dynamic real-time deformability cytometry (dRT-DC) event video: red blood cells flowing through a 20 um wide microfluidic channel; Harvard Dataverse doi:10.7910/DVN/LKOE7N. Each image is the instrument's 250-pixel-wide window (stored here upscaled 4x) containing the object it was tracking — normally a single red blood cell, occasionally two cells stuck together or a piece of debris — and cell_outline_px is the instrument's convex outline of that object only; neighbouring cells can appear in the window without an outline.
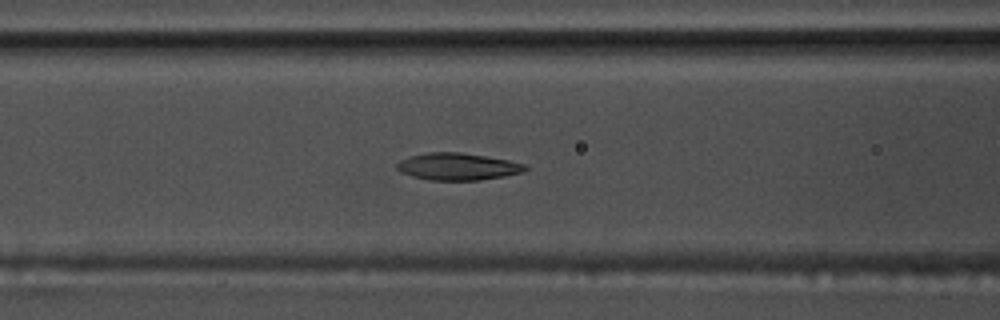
{"species": "common noctule bat (a hibernating species)", "species_latin": "Nyctalus noctula", "temperature_condition": "warm", "stored_images_in_passage": 53, "camera_frame_rate_fps": 3000, "um_per_image_px": 0.085, "animal": {"sex": "male", "body_mass_g": 17.5, "forearm_length_mm": 52.3}, "frame": {"image": 1, "passage_image": 20, "time_ms": 6.333, "image_size_px": [1000, 320], "cell_outline_px": [[528, 168], [524, 172], [504, 176], [480, 180], [428, 180], [412, 176], [400, 172], [396, 168], [396, 164], [400, 160], [412, 156], [428, 152], [460, 152], [508, 160], [524, 164]], "centroid_in_image_um": [38.89, 14.16], "position_along_channel_um": 127.7, "area_um2": 20.17}}
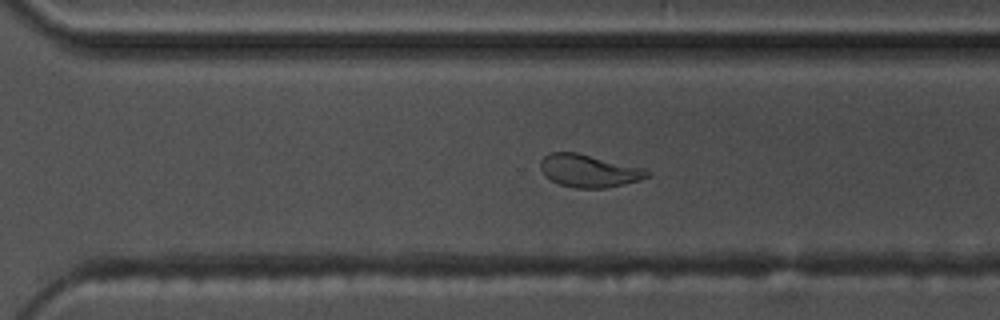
{"frame": {"image": 2, "passage_image": 36, "time_ms": 11.667, "image_size_px": [1000, 320], "cell_outline_px": [[652, 176], [624, 184], [604, 188], [576, 188], [560, 184], [544, 176], [540, 168], [540, 160], [548, 152], [576, 152], [644, 168]], "centroid_in_image_um": [50.03, 14.51], "position_along_channel_um": 320.6, "area_um2": 20.29}}
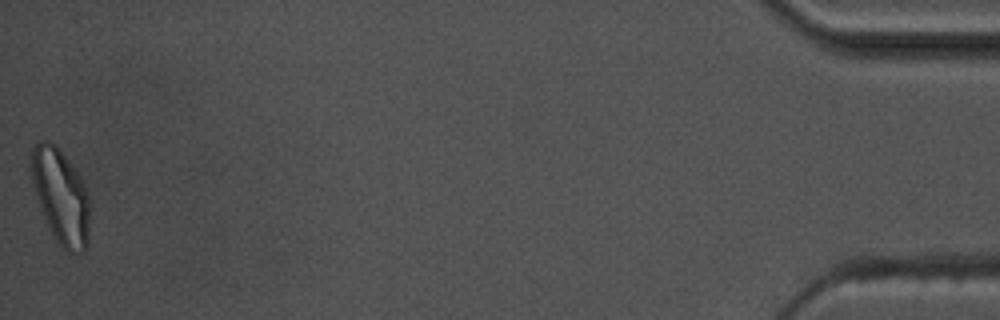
{"frame": {"image": 3, "passage_image": 53, "time_ms": 17.333, "image_size_px": [1000, 320], "cell_outline_px": [[88, 244], [84, 252], [68, 252], [56, 240], [40, 208], [28, 168], [32, 148], [40, 140], [48, 140], [56, 144], [80, 176], [88, 192]], "centroid_in_image_um": [5.13, 16.63], "position_along_channel_um": 430.1, "area_um2": 32.25}, "authors_computed_cell_mechanics": {"area_um2": 20.7502, "velocity_mm_per_s": 3.6289, "shape_relaxation_time_tau1_ms": 4.1912, "shape_relaxation_time_tau2_ms": 2.2038, "deformation_change_tau1": 0.1652, "deformation_change_tau2": 0.0814}}